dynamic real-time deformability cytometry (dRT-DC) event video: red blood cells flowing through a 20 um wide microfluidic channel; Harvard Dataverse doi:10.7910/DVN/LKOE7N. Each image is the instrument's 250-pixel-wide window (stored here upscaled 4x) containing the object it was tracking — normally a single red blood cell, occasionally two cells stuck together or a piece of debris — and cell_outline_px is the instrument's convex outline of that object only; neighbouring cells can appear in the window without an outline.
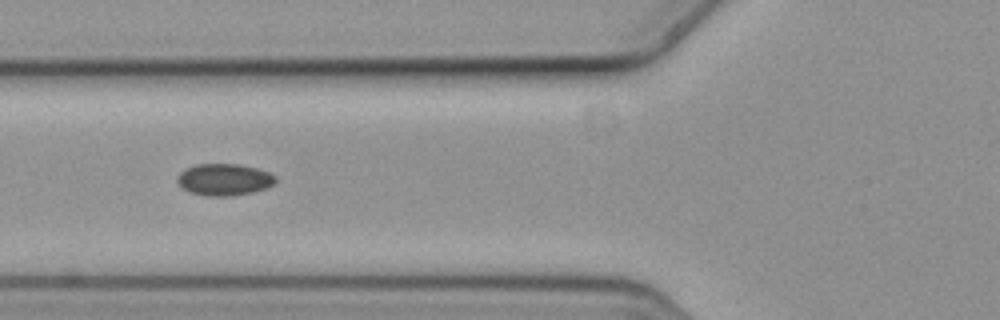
{"species": "common noctule bat (a hibernating species)", "species_latin": "Nyctalus noctula", "temperature_condition": "cold", "stored_images_in_passage": 10, "camera_frame_rate_fps": 3000, "um_per_image_px": 0.085, "animal": {"sex": "female", "body_mass_g": 19.3, "forearm_length_mm": 54.1}, "frame": {"image": 1, "passage_image": 2, "time_ms": 0.333, "image_size_px": [1000, 320], "cell_outline_px": [[276, 184], [268, 188], [252, 192], [232, 196], [204, 196], [192, 192], [184, 188], [176, 180], [176, 176], [184, 168], [196, 164], [240, 164], [256, 168], [268, 172], [276, 176]], "centroid_in_image_um": [19.08, 15.26], "position_along_channel_um": 106.7, "area_um2": 18.38}}
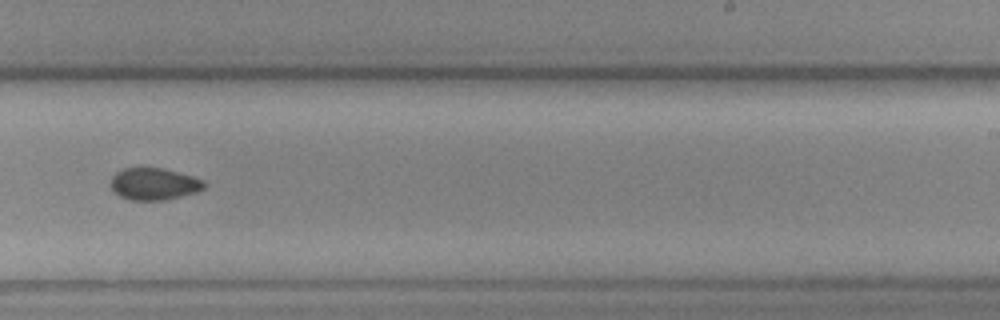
{"frame": {"image": 2, "passage_image": 6, "time_ms": 1.667, "image_size_px": [1000, 320], "cell_outline_px": [[208, 184], [204, 188], [196, 192], [164, 200], [132, 200], [120, 196], [112, 188], [112, 176], [116, 172], [124, 168], [164, 168], [192, 176], [204, 180]], "centroid_in_image_um": [13.13, 15.63], "position_along_channel_um": 275.9, "area_um2": 17.28}}
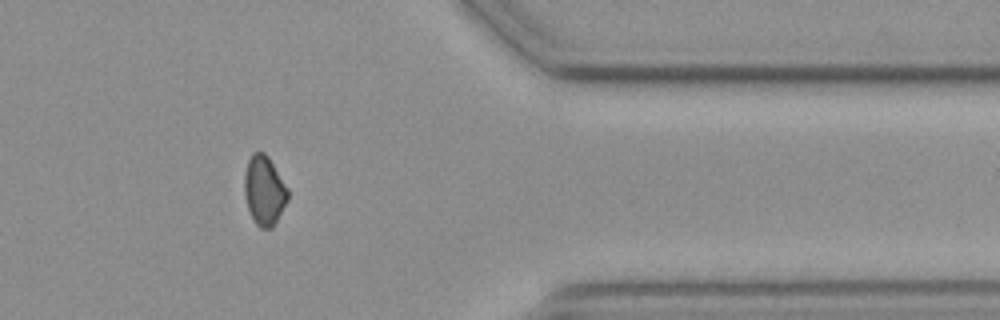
{"frame": {"image": 3, "passage_image": 9, "time_ms": 2.667, "image_size_px": [1000, 320], "cell_outline_px": [[288, 200], [272, 228], [260, 228], [256, 224], [248, 208], [244, 196], [244, 176], [248, 160], [252, 152], [264, 152], [268, 156], [288, 188]], "centroid_in_image_um": [22.45, 16.18], "position_along_channel_um": 388.9, "area_um2": 17.51}}